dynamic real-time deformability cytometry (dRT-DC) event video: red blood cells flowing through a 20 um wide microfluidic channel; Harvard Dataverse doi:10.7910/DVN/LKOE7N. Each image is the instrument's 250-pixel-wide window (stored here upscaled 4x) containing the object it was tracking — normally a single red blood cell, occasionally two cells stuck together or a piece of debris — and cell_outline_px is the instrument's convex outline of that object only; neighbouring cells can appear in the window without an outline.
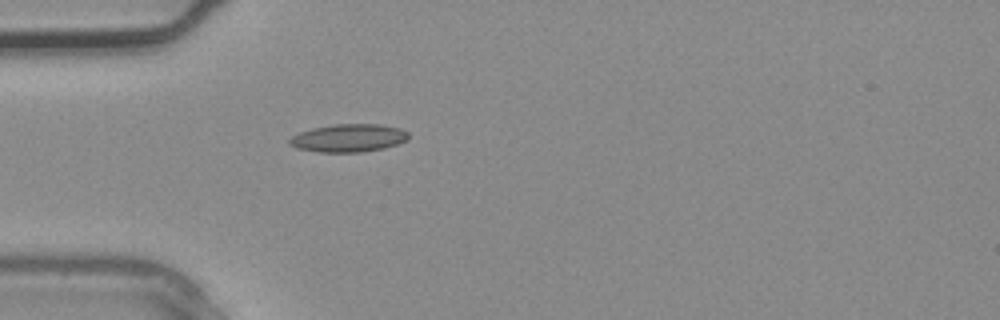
{"species": "common noctule bat (a hibernating species)", "species_latin": "Nyctalus noctula", "temperature_condition": "warm", "stored_images_in_passage": 3, "camera_frame_rate_fps": 3000, "um_per_image_px": 0.085, "animal": {"sex": "male", "body_mass_g": 20.4}, "frame": {"image": 1, "passage_image": 3, "time_ms": 0.667, "image_size_px": [1000, 320], "cell_outline_px": [[408, 140], [384, 148], [360, 152], [320, 152], [296, 148], [288, 144], [288, 140], [292, 136], [300, 132], [312, 128], [332, 124], [380, 124], [400, 128], [408, 132]], "centroid_in_image_um": [29.61, 11.72], "position_along_channel_um": 55.4, "area_um2": 19.42}}